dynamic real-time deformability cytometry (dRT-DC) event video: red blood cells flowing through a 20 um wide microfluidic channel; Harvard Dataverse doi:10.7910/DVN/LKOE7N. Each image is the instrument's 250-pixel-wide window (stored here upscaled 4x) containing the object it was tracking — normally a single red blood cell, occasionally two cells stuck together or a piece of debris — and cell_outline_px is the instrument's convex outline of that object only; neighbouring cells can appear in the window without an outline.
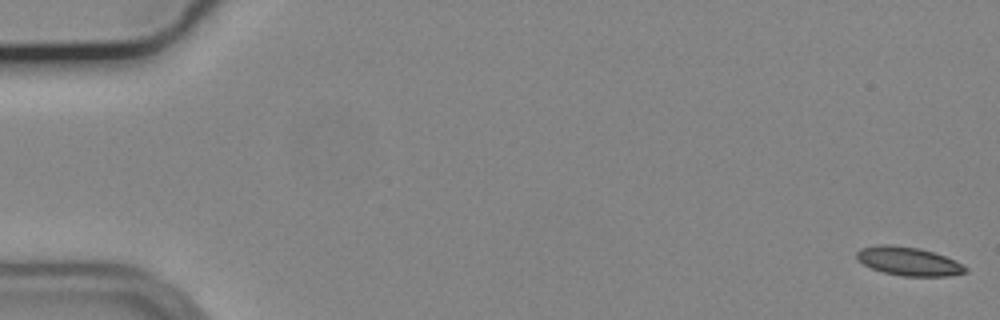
{"species": "common noctule bat (a hibernating species)", "species_latin": "Nyctalus noctula", "temperature_condition": "cold", "stored_images_in_passage": 11, "camera_frame_rate_fps": 3000, "um_per_image_px": 0.085, "animal": {"sex": "male", "body_mass_g": 19.2, "forearm_length_mm": 51.8}, "frame": {"image": 1, "passage_image": 1, "time_ms": 0.0, "image_size_px": [1000, 320], "cell_outline_px": [[968, 272], [948, 276], [904, 276], [884, 272], [872, 268], [856, 260], [856, 252], [860, 248], [876, 244], [892, 244], [920, 248], [944, 256], [968, 268]], "centroid_in_image_um": [77.17, 22.19], "position_along_channel_um": 7.8, "area_um2": 18.09}}